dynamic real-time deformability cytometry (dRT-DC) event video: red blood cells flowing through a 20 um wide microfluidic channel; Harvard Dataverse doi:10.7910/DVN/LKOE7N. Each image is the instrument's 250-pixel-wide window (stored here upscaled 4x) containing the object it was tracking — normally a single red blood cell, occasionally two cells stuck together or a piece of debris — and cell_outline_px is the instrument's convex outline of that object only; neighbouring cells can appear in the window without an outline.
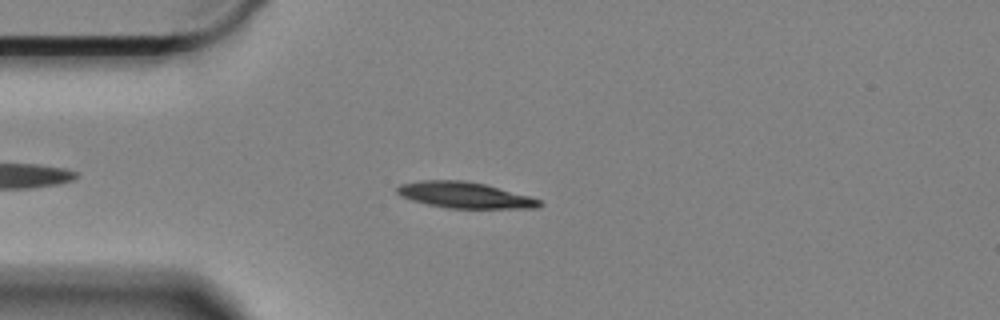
{"species": "Egyptian fruit bat (a non-hibernating species)", "species_latin": "Rousettus aegyptiacus", "temperature_condition": "cold", "stored_images_in_passage": 54, "camera_frame_rate_fps": 3000, "um_per_image_px": 0.085, "animal": {"sex": "female"}, "frame": {"image": 1, "passage_image": 9, "time_ms": 2.667, "image_size_px": [1000, 320], "cell_outline_px": [[544, 204], [540, 208], [444, 208], [412, 200], [400, 196], [396, 192], [396, 188], [400, 184], [420, 180], [464, 180], [484, 184], [528, 196], [540, 200]], "centroid_in_image_um": [39.47, 16.58], "position_along_channel_um": 45.5, "area_um2": 21.56}}
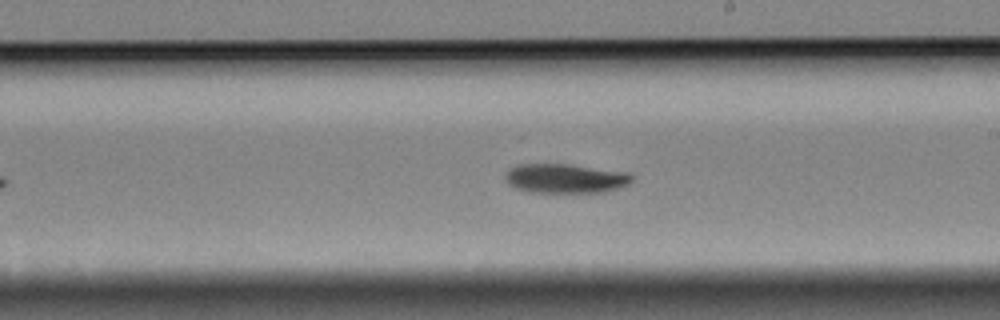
{"frame": {"image": 2, "passage_image": 28, "time_ms": 9.0, "image_size_px": [1000, 320], "cell_outline_px": [[632, 180], [628, 184], [608, 192], [528, 192], [516, 188], [508, 184], [504, 180], [504, 176], [516, 164], [572, 164], [632, 172]], "centroid_in_image_um": [48.09, 15.16], "position_along_channel_um": 240.9, "area_um2": 21.96}}
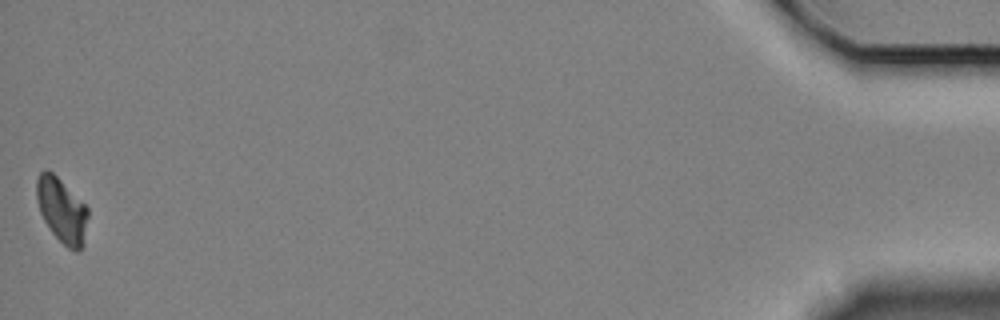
{"frame": {"image": 3, "passage_image": 54, "time_ms": 17.667, "image_size_px": [1000, 320], "cell_outline_px": [[88, 216], [84, 244], [80, 252], [76, 252], [68, 248], [52, 232], [44, 220], [40, 212], [36, 200], [36, 180], [40, 172], [44, 168], [52, 172], [88, 208]], "centroid_in_image_um": [5.25, 17.89], "position_along_channel_um": 430.0, "area_um2": 19.31}, "authors_computed_cell_mechanics": {"area_um2": 21.5305, "velocity_mm_per_s": 3.3017, "shape_relaxation_time_tau1_ms": 3.184, "shape_relaxation_time_tau2_ms": null, "deformation_change_tau1": 0.1101, "deformation_change_tau2": null}}